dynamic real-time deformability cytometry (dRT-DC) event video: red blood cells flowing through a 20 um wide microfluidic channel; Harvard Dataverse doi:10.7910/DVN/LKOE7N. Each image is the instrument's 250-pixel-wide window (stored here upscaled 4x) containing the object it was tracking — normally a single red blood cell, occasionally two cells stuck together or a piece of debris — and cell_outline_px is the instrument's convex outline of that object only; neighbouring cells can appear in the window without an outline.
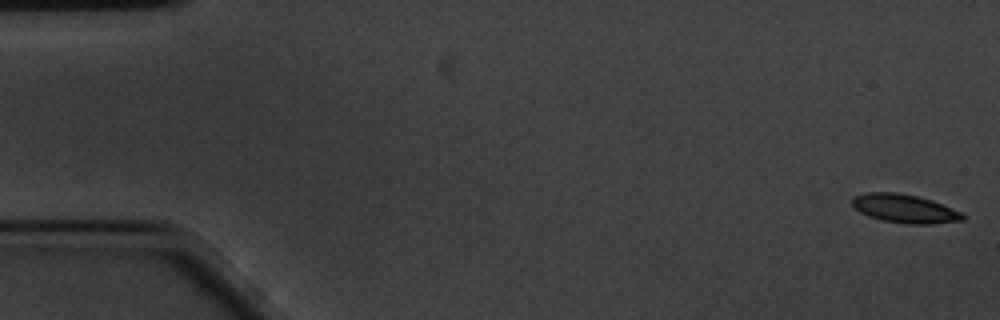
{"species": "common noctule bat (a hibernating species)", "species_latin": "Nyctalus noctula", "temperature_condition": "cold", "stored_images_in_passage": 22, "camera_frame_rate_fps": 3000, "um_per_image_px": 0.085, "animal": {"sex": "male", "body_mass_g": 20.1, "forearm_length_mm": 53.5}, "frame": {"image": 1, "passage_image": 1, "time_ms": 0.0, "image_size_px": [1000, 320], "cell_outline_px": [[968, 216], [964, 220], [932, 224], [908, 224], [884, 220], [868, 216], [860, 212], [852, 204], [852, 196], [868, 192], [896, 192], [916, 196], [932, 200], [960, 212]], "centroid_in_image_um": [76.9, 17.73], "position_along_channel_um": 8.1, "area_um2": 18.32}}
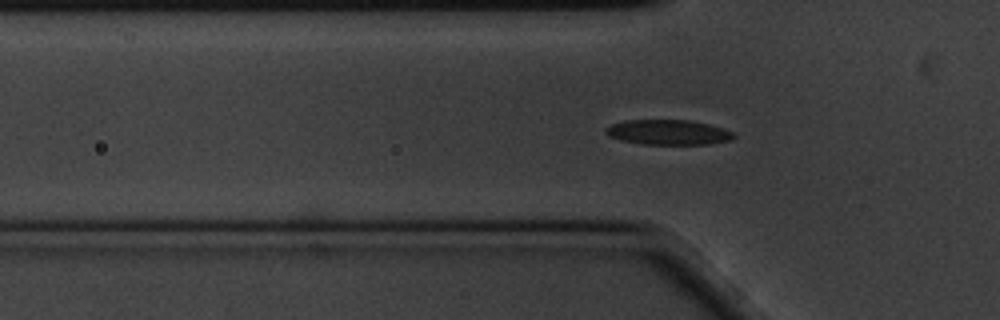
{"frame": {"image": 2, "passage_image": 18, "time_ms": 5.667, "image_size_px": [1000, 320], "cell_outline_px": [[736, 136], [732, 140], [712, 144], [640, 144], [620, 140], [608, 136], [604, 132], [604, 128], [612, 124], [624, 120], [688, 120], [708, 124], [732, 132]], "centroid_in_image_um": [56.76, 11.25], "position_along_channel_um": 69.0, "area_um2": 18.73}}
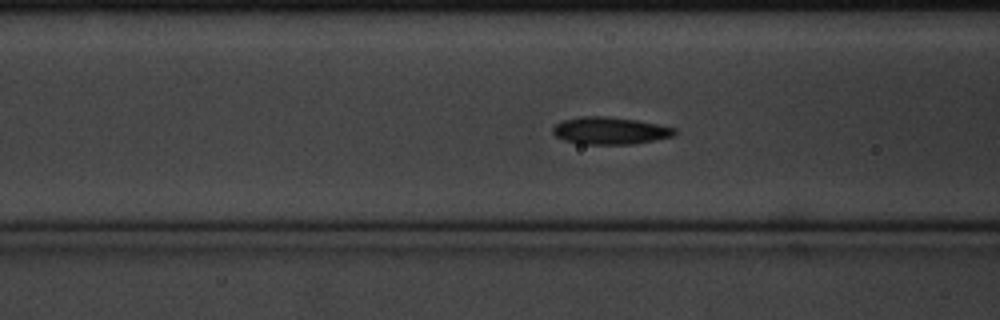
{"frame": {"image": 3, "passage_image": 22, "time_ms": 7.0, "image_size_px": [1000, 320], "cell_outline_px": [[676, 136], [632, 144], [580, 144], [564, 140], [556, 136], [552, 132], [552, 128], [556, 124], [564, 120], [580, 116], [608, 116], [636, 120], [676, 128]], "centroid_in_image_um": [51.85, 11.11], "position_along_channel_um": 114.7, "area_um2": 19.36}}